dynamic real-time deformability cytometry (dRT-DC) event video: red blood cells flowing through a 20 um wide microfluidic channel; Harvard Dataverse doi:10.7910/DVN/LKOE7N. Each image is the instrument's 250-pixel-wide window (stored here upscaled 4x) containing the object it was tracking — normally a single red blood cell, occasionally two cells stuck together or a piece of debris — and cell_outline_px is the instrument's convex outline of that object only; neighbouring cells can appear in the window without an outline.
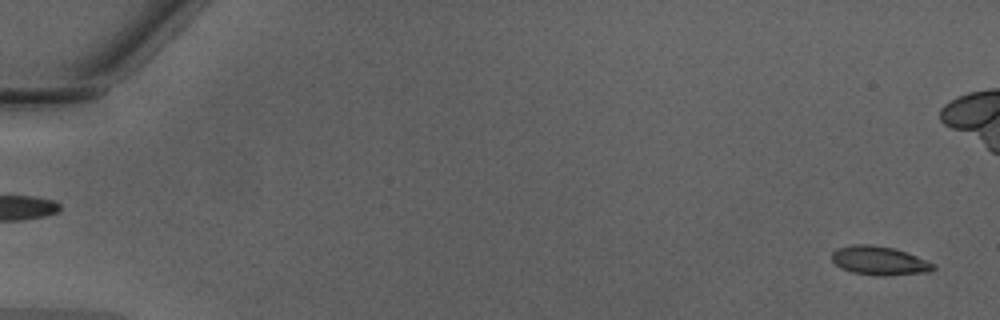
{"species": "Egyptian fruit bat (a non-hibernating species)", "species_latin": "Rousettus aegyptiacus", "temperature_condition": "warm", "stored_images_in_passage": 44, "camera_frame_rate_fps": 3000, "um_per_image_px": 0.085, "animal": {"sex": "male"}, "frame": {"image": 1, "passage_image": 2, "time_ms": 0.333, "image_size_px": [1000, 320], "cell_outline_px": [[936, 268], [932, 272], [884, 276], [876, 276], [852, 272], [840, 268], [832, 260], [832, 252], [840, 248], [852, 244], [872, 244], [896, 248], [936, 264]], "centroid_in_image_um": [74.78, 22.16], "position_along_channel_um": 10.2, "area_um2": 17.28}}
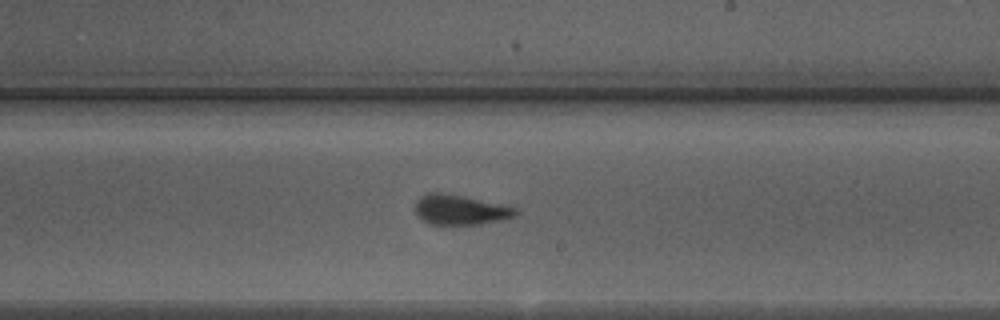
{"frame": {"image": 2, "passage_image": 30, "time_ms": 9.667, "image_size_px": [1000, 320], "cell_outline_px": [[520, 212], [516, 216], [480, 224], [432, 224], [424, 220], [416, 212], [416, 200], [420, 196], [428, 192], [440, 192], [464, 196], [500, 204], [516, 208]], "centroid_in_image_um": [39.12, 17.81], "position_along_channel_um": 249.9, "area_um2": 17.28}}
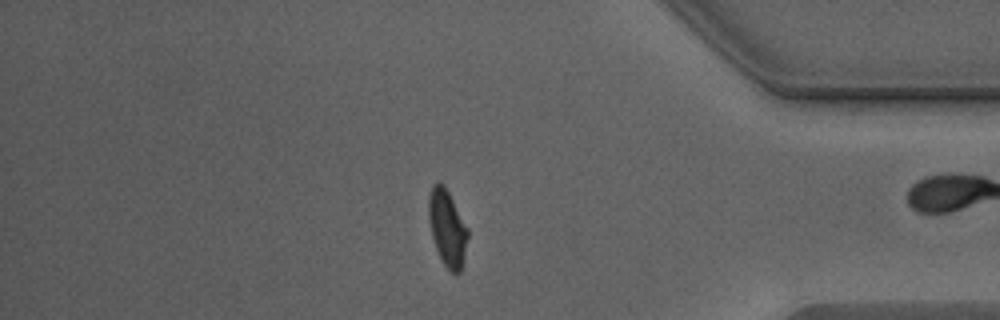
{"frame": {"image": 3, "passage_image": 42, "time_ms": 13.667, "image_size_px": [1000, 320], "cell_outline_px": [[468, 236], [464, 256], [460, 272], [456, 276], [444, 264], [436, 248], [432, 236], [428, 220], [428, 196], [432, 184], [440, 180], [444, 184], [468, 228]], "centroid_in_image_um": [38.0, 19.33], "position_along_channel_um": 397.2, "area_um2": 17.46}}